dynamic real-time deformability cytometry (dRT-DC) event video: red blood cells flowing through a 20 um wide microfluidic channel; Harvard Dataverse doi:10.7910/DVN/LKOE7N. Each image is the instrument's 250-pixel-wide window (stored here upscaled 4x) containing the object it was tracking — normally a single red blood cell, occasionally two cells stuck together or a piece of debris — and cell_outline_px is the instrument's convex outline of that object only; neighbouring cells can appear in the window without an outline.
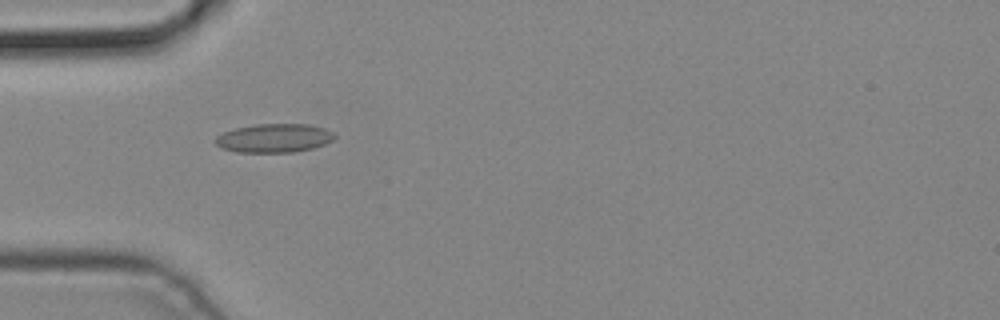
{"species": "common noctule bat (a hibernating species)", "species_latin": "Nyctalus noctula", "temperature_condition": "cold", "stored_images_in_passage": 2, "camera_frame_rate_fps": 3000, "um_per_image_px": 0.085, "animal": {"sex": "male", "body_mass_g": 19.2, "forearm_length_mm": 51.8}, "frame": {"image": 1, "passage_image": 1, "time_ms": 0.0, "image_size_px": [1000, 320], "cell_outline_px": [[336, 136], [332, 140], [324, 144], [312, 148], [292, 152], [236, 152], [220, 148], [212, 140], [216, 136], [224, 132], [236, 128], [256, 124], [308, 124], [324, 128], [332, 132]], "centroid_in_image_um": [23.26, 11.74], "position_along_channel_um": 61.7, "area_um2": 19.94}}
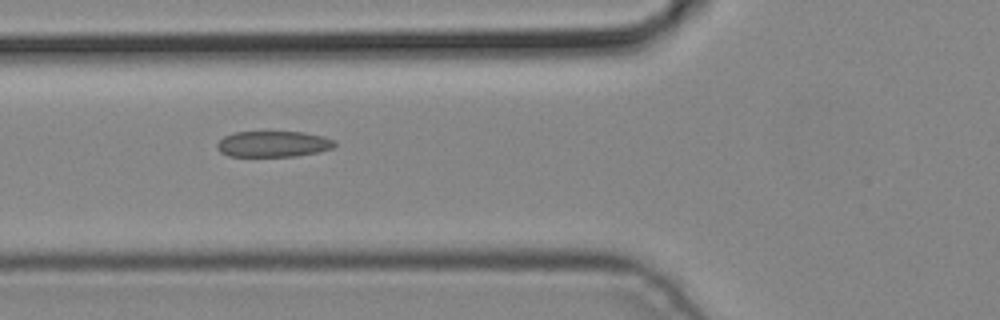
{"frame": {"image": 2, "passage_image": 2, "time_ms": 0.333, "image_size_px": [1000, 320], "cell_outline_px": [[336, 144], [332, 148], [316, 152], [296, 156], [228, 156], [220, 152], [216, 148], [216, 144], [224, 136], [232, 132], [304, 132], [324, 136], [336, 140]], "centroid_in_image_um": [23.21, 12.23], "position_along_channel_um": 102.6, "area_um2": 17.86}}